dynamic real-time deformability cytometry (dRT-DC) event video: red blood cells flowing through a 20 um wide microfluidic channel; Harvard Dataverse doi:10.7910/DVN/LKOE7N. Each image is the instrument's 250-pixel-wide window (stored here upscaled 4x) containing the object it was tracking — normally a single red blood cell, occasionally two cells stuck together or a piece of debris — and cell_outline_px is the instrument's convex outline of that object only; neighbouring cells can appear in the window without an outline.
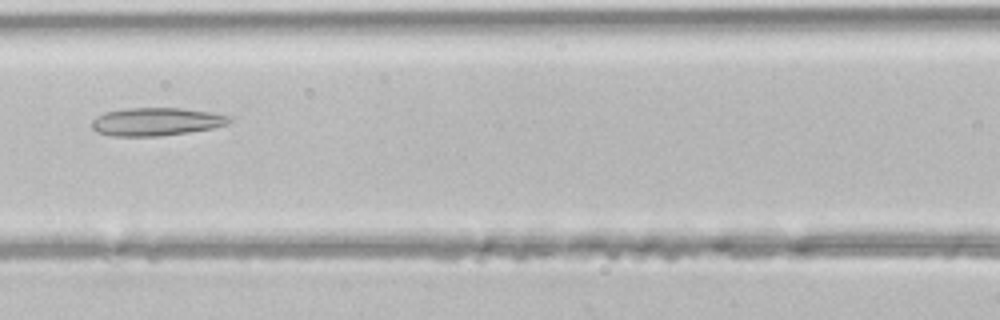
{"species": "common noctule bat (a hibernating species)", "species_latin": "Nyctalus noctula", "temperature_condition": "room temperature", "stored_images_in_passage": 32, "camera_frame_rate_fps": 3000, "um_per_image_px": 0.085, "animal": {"sex": "male", "body_mass_g": 21.5, "forearm_length_mm": 52.0}, "frame": {"image": 1, "passage_image": 12, "time_ms": 3.667, "image_size_px": [1000, 320], "cell_outline_px": [[232, 120], [228, 124], [212, 128], [188, 132], [160, 136], [112, 136], [96, 132], [92, 128], [92, 120], [96, 116], [104, 112], [124, 108], [180, 108], [212, 112], [228, 116]], "centroid_in_image_um": [13.24, 10.34], "position_along_channel_um": 153.4, "area_um2": 22.54}}
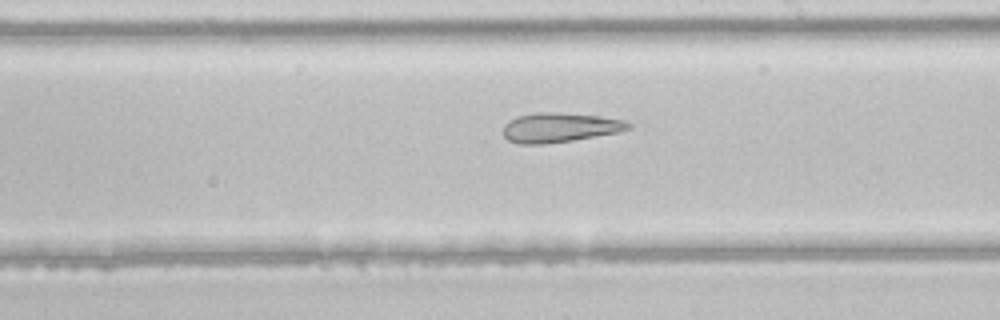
{"frame": {"image": 2, "passage_image": 18, "time_ms": 5.667, "image_size_px": [1000, 320], "cell_outline_px": [[632, 128], [620, 132], [572, 140], [544, 144], [516, 144], [508, 140], [504, 136], [504, 124], [516, 116], [536, 112], [560, 112], [596, 116], [624, 120], [632, 124]], "centroid_in_image_um": [47.56, 10.84], "position_along_channel_um": 241.4, "area_um2": 21.62}}
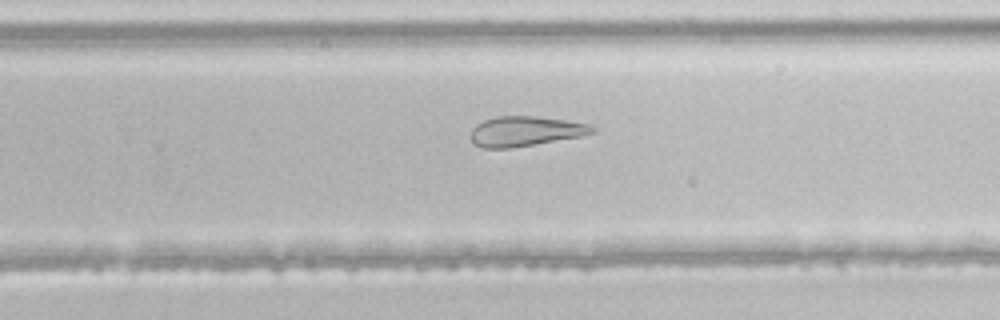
{"frame": {"image": 3, "passage_image": 21, "time_ms": 6.667, "image_size_px": [1000, 320], "cell_outline_px": [[596, 132], [580, 136], [508, 148], [484, 148], [476, 144], [472, 140], [472, 128], [476, 124], [484, 120], [496, 116], [536, 116], [592, 124], [596, 128]], "centroid_in_image_um": [44.67, 11.13], "position_along_channel_um": 285.1, "area_um2": 20.92}}